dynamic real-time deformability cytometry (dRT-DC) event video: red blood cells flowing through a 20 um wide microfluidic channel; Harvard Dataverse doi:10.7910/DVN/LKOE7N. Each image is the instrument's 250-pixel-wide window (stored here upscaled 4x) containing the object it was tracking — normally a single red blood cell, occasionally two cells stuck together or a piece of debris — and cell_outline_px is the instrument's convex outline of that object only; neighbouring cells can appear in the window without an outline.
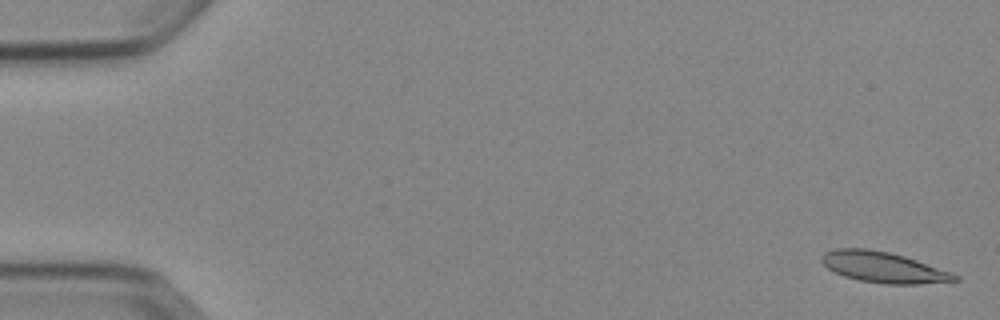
{"species": "Egyptian fruit bat (a non-hibernating species)", "species_latin": "Rousettus aegyptiacus", "temperature_condition": "cold", "stored_images_in_passage": 4, "camera_frame_rate_fps": 3000, "um_per_image_px": 0.085, "animal": {"sex": "female"}, "frame": {"image": 1, "passage_image": 1, "time_ms": 0.0, "image_size_px": [1000, 320], "cell_outline_px": [[960, 280], [920, 284], [884, 284], [860, 280], [844, 276], [828, 268], [820, 260], [820, 256], [824, 252], [836, 248], [868, 248], [888, 252], [904, 256], [916, 260], [960, 276]], "centroid_in_image_um": [75.05, 22.71], "position_along_channel_um": 9.9, "area_um2": 23.7}}